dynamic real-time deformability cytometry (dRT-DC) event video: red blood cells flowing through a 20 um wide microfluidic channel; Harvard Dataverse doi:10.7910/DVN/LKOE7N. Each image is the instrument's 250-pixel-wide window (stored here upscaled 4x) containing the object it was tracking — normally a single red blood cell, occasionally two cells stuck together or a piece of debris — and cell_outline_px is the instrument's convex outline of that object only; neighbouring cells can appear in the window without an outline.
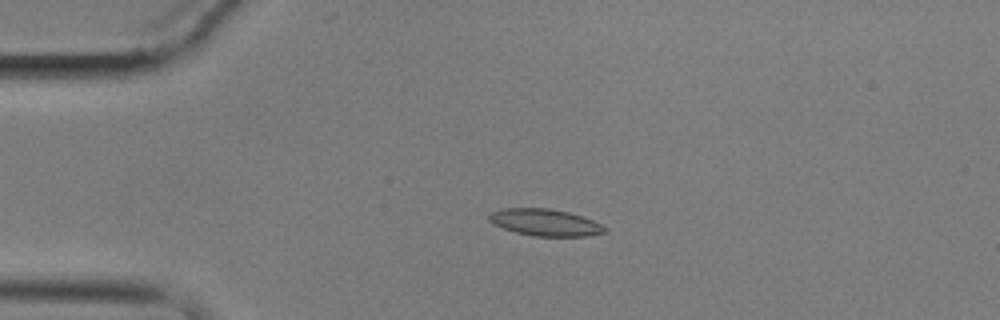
{"species": "common noctule bat (a hibernating species)", "species_latin": "Nyctalus noctula", "temperature_condition": "cold", "stored_images_in_passage": 5, "camera_frame_rate_fps": 3000, "um_per_image_px": 0.085, "animal": {"sex": "male", "body_mass_g": 17.9}, "frame": {"image": 1, "passage_image": 4, "time_ms": 4.333, "image_size_px": [1000, 320], "cell_outline_px": [[608, 232], [588, 236], [532, 236], [516, 232], [492, 224], [488, 220], [488, 216], [492, 212], [504, 208], [548, 208], [568, 212], [592, 220], [608, 228]], "centroid_in_image_um": [46.34, 18.91], "position_along_channel_um": 38.7, "area_um2": 18.09}}